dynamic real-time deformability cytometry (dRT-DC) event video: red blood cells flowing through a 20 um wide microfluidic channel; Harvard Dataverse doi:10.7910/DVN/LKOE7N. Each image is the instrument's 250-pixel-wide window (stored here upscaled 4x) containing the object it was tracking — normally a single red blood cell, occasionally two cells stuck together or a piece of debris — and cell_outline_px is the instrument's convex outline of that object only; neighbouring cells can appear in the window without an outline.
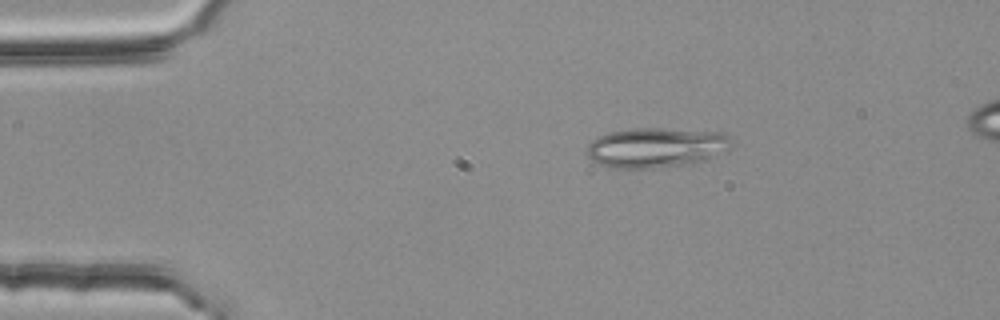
{"species": "common noctule bat (a hibernating species)", "species_latin": "Nyctalus noctula", "temperature_condition": "room temperature", "stored_images_in_passage": 3, "segment_of_instrument_passage": [1, 2], "camera_frame_rate_fps": 3000, "um_per_image_px": 0.085, "animal": {"sex": "female", "body_mass_g": 25.1}, "frame": {"image": 1, "passage_image": 1, "time_ms": 0.0, "image_size_px": [1000, 320], "cell_outline_px": [[732, 148], [724, 152], [704, 160], [692, 164], [656, 168], [608, 168], [592, 160], [588, 156], [588, 144], [592, 140], [608, 132], [632, 128], [664, 128], [724, 132], [728, 136], [732, 144]], "centroid_in_image_um": [55.8, 12.54], "position_along_channel_um": 29.2, "area_um2": 33.99}}